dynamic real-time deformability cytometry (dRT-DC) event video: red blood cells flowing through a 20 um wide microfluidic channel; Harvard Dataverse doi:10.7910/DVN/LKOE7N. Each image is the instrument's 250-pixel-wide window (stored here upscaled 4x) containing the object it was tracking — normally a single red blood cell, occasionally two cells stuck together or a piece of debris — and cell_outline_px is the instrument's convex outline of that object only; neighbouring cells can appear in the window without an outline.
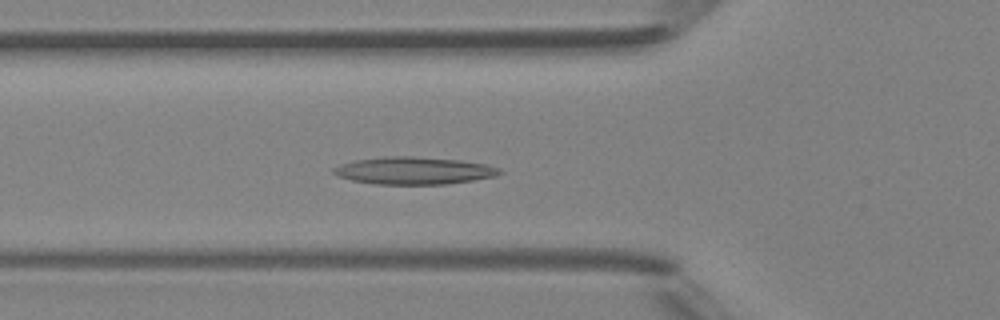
{"species": "Egyptian fruit bat (a non-hibernating species)", "species_latin": "Rousettus aegyptiacus", "temperature_condition": "room temperature", "stored_images_in_passage": 46, "camera_frame_rate_fps": 3000, "um_per_image_px": 0.085, "animal": {"sex": "female"}, "frame": {"image": 1, "passage_image": 15, "time_ms": 4.667, "image_size_px": [1000, 320], "cell_outline_px": [[504, 172], [496, 176], [472, 180], [444, 184], [376, 184], [352, 180], [340, 176], [332, 172], [332, 168], [340, 164], [356, 160], [384, 156], [412, 156], [460, 160], [484, 164], [500, 168]], "centroid_in_image_um": [35.18, 14.5], "position_along_channel_um": 90.6, "area_um2": 26.36}}
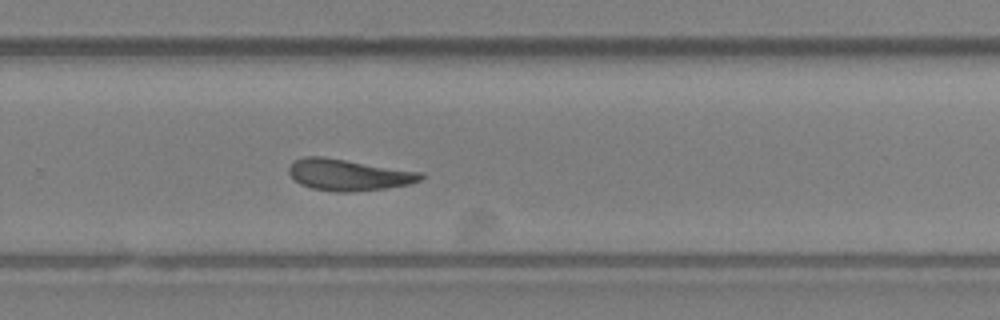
{"frame": {"image": 2, "passage_image": 30, "time_ms": 9.667, "image_size_px": [1000, 320], "cell_outline_px": [[424, 176], [420, 180], [408, 184], [388, 188], [352, 192], [336, 192], [312, 188], [300, 184], [288, 172], [288, 168], [296, 160], [304, 156], [324, 156], [424, 172]], "centroid_in_image_um": [29.65, 14.85], "position_along_channel_um": 300.1, "area_um2": 24.28}}
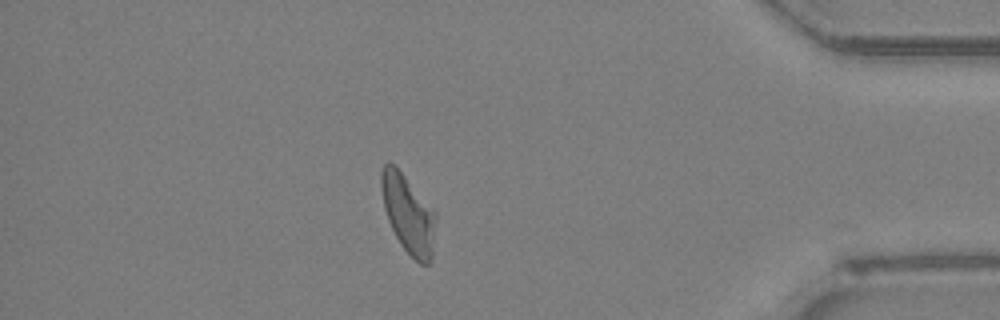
{"frame": {"image": 3, "passage_image": 40, "time_ms": 13.0, "image_size_px": [1000, 320], "cell_outline_px": [[436, 220], [432, 264], [420, 264], [400, 244], [388, 220], [384, 208], [380, 184], [380, 172], [384, 164], [388, 160], [404, 176], [436, 212]], "centroid_in_image_um": [34.71, 18.22], "position_along_channel_um": 400.5, "area_um2": 24.74}, "authors_computed_cell_mechanics": {"area_um2": 24.5939, "velocity_mm_per_s": 4.1962, "shape_relaxation_time_tau1_ms": null, "shape_relaxation_time_tau2_ms": 4.3615, "deformation_change_tau1": null, "deformation_change_tau2": 0.1598}}